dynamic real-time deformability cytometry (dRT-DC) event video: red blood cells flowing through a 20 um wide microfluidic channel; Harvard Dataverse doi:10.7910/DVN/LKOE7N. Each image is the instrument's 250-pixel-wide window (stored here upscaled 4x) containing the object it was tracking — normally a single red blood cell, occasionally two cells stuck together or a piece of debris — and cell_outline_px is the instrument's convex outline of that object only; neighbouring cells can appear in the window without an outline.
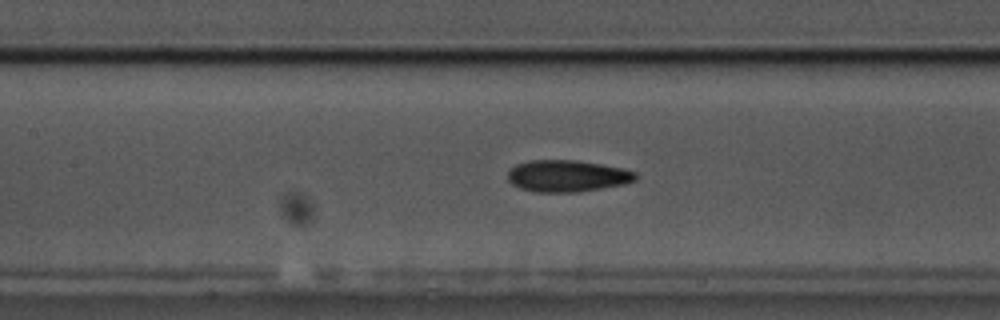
{"species": "common noctule bat (a hibernating species)", "species_latin": "Nyctalus noctula", "temperature_condition": "cold", "stored_images_in_passage": 50, "camera_frame_rate_fps": 3000, "um_per_image_px": 0.085, "animal": {"sex": "male", "body_mass_g": 17.5, "forearm_length_mm": 52.3}, "frame": {"image": 1, "passage_image": 26, "time_ms": 8.333, "image_size_px": [1000, 320], "cell_outline_px": [[636, 180], [624, 184], [576, 192], [532, 192], [520, 188], [512, 184], [508, 180], [508, 172], [516, 164], [528, 160], [576, 160], [600, 164], [620, 168], [636, 172]], "centroid_in_image_um": [48.17, 14.96], "position_along_channel_um": 159.2, "area_um2": 23.52}}
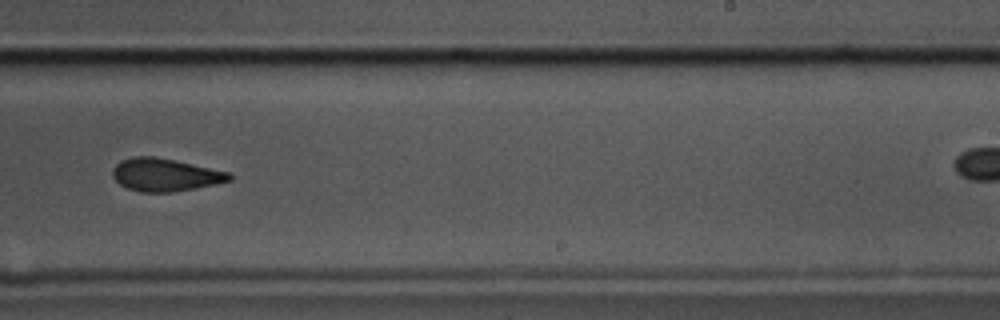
{"frame": {"image": 2, "passage_image": 36, "time_ms": 11.667, "image_size_px": [1000, 320], "cell_outline_px": [[232, 180], [172, 192], [140, 192], [128, 188], [120, 184], [112, 176], [112, 168], [120, 160], [132, 156], [152, 156], [176, 160], [228, 172], [232, 176]], "centroid_in_image_um": [13.98, 14.84], "position_along_channel_um": 275.0, "area_um2": 22.14}}
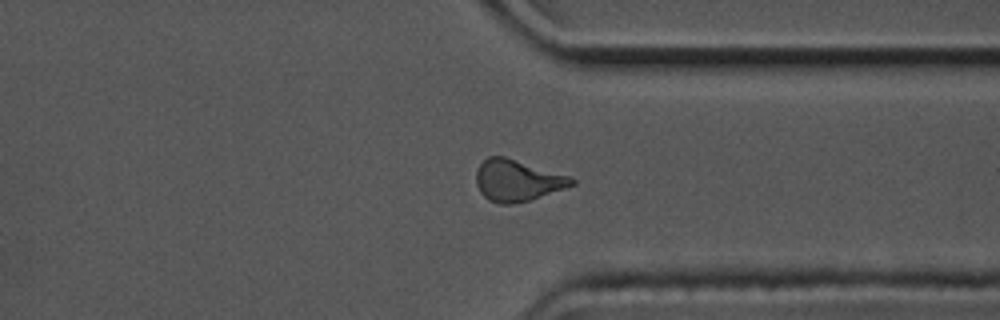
{"frame": {"image": 3, "passage_image": 44, "time_ms": 14.333, "image_size_px": [1000, 320], "cell_outline_px": [[576, 184], [528, 200], [512, 204], [500, 204], [488, 200], [480, 192], [476, 184], [476, 172], [480, 164], [488, 156], [504, 156], [568, 176], [576, 180]], "centroid_in_image_um": [43.93, 15.34], "position_along_channel_um": 367.5, "area_um2": 22.72}, "authors_computed_cell_mechanics": {"area_um2": 22.9177, "velocity_mm_per_s": 3.487, "shape_relaxation_time_tau1_ms": 4.2798, "shape_relaxation_time_tau2_ms": 4.8655, "deformation_change_tau1": 0.1256, "deformation_change_tau2": 0.1101}}